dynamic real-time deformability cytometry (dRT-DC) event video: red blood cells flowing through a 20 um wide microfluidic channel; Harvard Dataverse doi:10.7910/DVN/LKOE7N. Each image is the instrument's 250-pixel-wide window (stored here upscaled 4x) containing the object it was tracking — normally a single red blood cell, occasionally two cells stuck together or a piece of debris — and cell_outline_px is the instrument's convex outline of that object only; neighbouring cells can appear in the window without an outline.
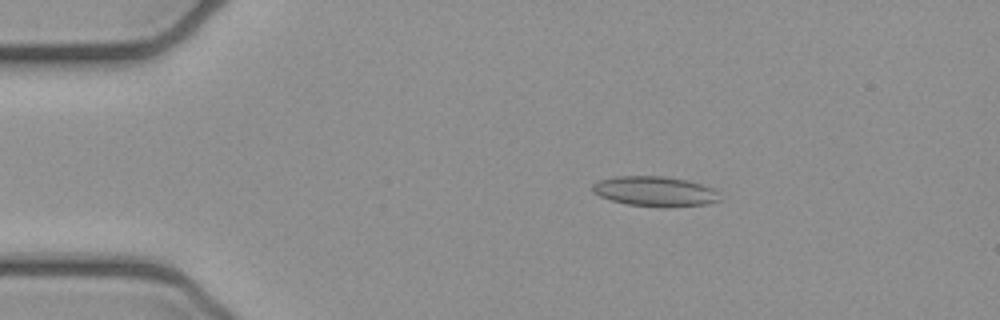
{"species": "common noctule bat (a hibernating species)", "species_latin": "Nyctalus noctula", "temperature_condition": "cold", "stored_images_in_passage": 51, "camera_frame_rate_fps": 3000, "um_per_image_px": 0.085, "animal": {"sex": "female", "body_mass_g": 21.9}, "frame": {"image": 1, "passage_image": 9, "time_ms": 2.667, "image_size_px": [1000, 320], "cell_outline_px": [[720, 200], [708, 204], [668, 208], [660, 208], [628, 204], [612, 200], [600, 196], [592, 192], [592, 184], [596, 180], [616, 176], [664, 176], [688, 180], [712, 188], [720, 192]], "centroid_in_image_um": [55.68, 16.27], "position_along_channel_um": 29.3, "area_um2": 22.66}}
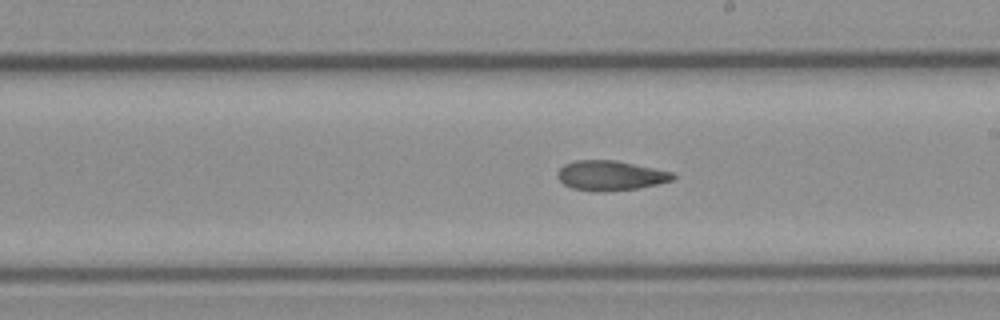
{"frame": {"image": 2, "passage_image": 29, "time_ms": 9.333, "image_size_px": [1000, 320], "cell_outline_px": [[676, 176], [672, 180], [660, 184], [640, 188], [572, 188], [564, 184], [556, 176], [556, 172], [564, 164], [576, 160], [616, 160], [676, 172]], "centroid_in_image_um": [51.96, 14.86], "position_along_channel_um": 237.0, "area_um2": 19.36}}
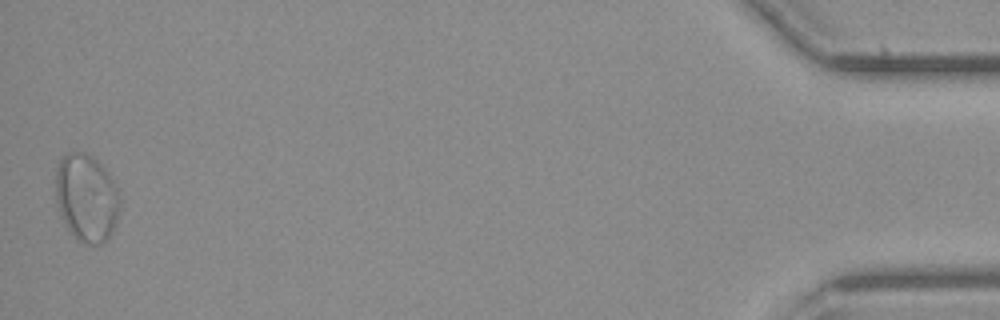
{"frame": {"image": 3, "passage_image": 51, "time_ms": 16.667, "image_size_px": [1000, 320], "cell_outline_px": [[120, 204], [116, 220], [112, 232], [108, 240], [100, 244], [88, 244], [76, 240], [60, 216], [56, 200], [56, 168], [60, 160], [68, 152], [84, 152], [96, 160], [104, 168], [112, 180], [120, 196]], "centroid_in_image_um": [7.34, 16.84], "position_along_channel_um": 427.9, "area_um2": 32.71}, "authors_computed_cell_mechanics": {"area_um2": 21.6172, "velocity_mm_per_s": 3.9267, "shape_relaxation_time_tau1_ms": null, "shape_relaxation_time_tau2_ms": 4.9888, "deformation_change_tau1": null, "deformation_change_tau2": 0.1002}}